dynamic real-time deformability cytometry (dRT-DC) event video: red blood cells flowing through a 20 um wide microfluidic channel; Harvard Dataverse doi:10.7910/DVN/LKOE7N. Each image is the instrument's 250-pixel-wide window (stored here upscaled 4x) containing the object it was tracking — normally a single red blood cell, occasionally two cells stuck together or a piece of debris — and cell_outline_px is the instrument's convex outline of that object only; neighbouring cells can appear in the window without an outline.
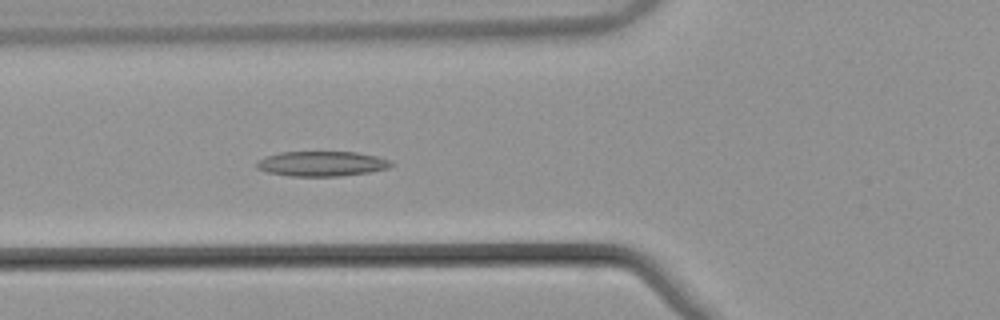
{"species": "common noctule bat (a hibernating species)", "species_latin": "Nyctalus noctula", "temperature_condition": "warm", "stored_images_in_passage": 46, "camera_frame_rate_fps": 3000, "um_per_image_px": 0.085, "animal": {"sex": "male", "body_mass_g": 21.5, "forearm_length_mm": 52.0}, "frame": {"image": 1, "passage_image": 20, "time_ms": 6.333, "image_size_px": [1000, 320], "cell_outline_px": [[392, 164], [388, 168], [368, 172], [340, 176], [288, 176], [268, 172], [256, 168], [256, 164], [264, 156], [280, 152], [356, 152], [376, 156], [388, 160]], "centroid_in_image_um": [27.3, 13.91], "position_along_channel_um": 98.5, "area_um2": 19.42}}
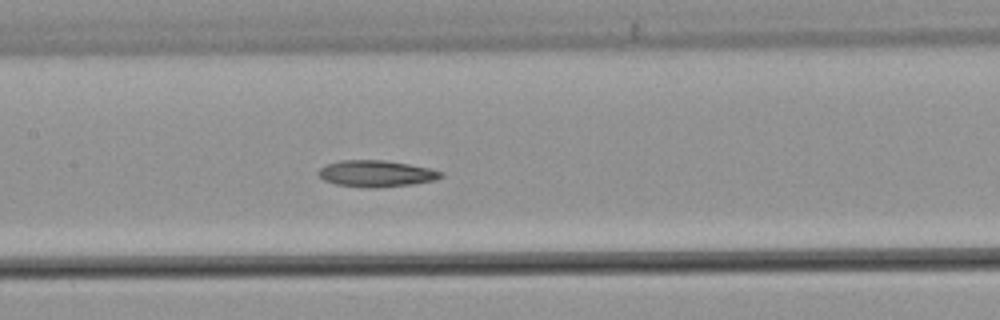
{"frame": {"image": 2, "passage_image": 26, "time_ms": 8.333, "image_size_px": [1000, 320], "cell_outline_px": [[444, 176], [436, 180], [412, 184], [380, 188], [364, 188], [336, 184], [324, 180], [316, 172], [324, 164], [340, 160], [384, 160], [408, 164], [428, 168], [444, 172]], "centroid_in_image_um": [31.96, 14.76], "position_along_channel_um": 175.4, "area_um2": 19.13}}
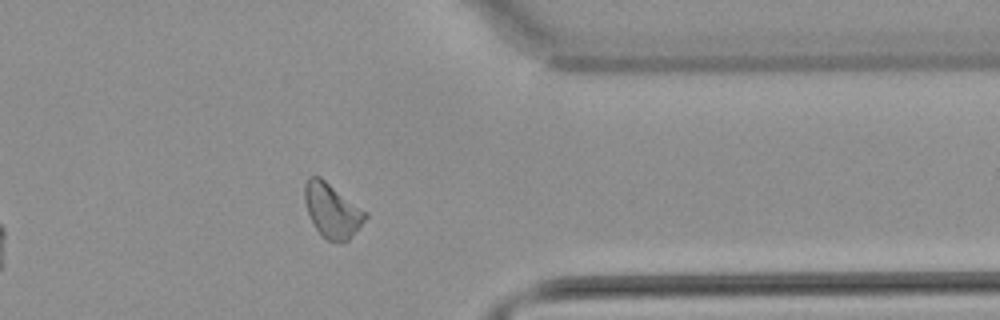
{"frame": {"image": 3, "passage_image": 43, "time_ms": 14.0, "image_size_px": [1000, 320], "cell_outline_px": [[368, 216], [348, 240], [328, 240], [316, 228], [308, 212], [304, 200], [304, 184], [308, 176], [320, 176], [368, 212]], "centroid_in_image_um": [28.23, 17.83], "position_along_channel_um": 383.2, "area_um2": 18.84}}